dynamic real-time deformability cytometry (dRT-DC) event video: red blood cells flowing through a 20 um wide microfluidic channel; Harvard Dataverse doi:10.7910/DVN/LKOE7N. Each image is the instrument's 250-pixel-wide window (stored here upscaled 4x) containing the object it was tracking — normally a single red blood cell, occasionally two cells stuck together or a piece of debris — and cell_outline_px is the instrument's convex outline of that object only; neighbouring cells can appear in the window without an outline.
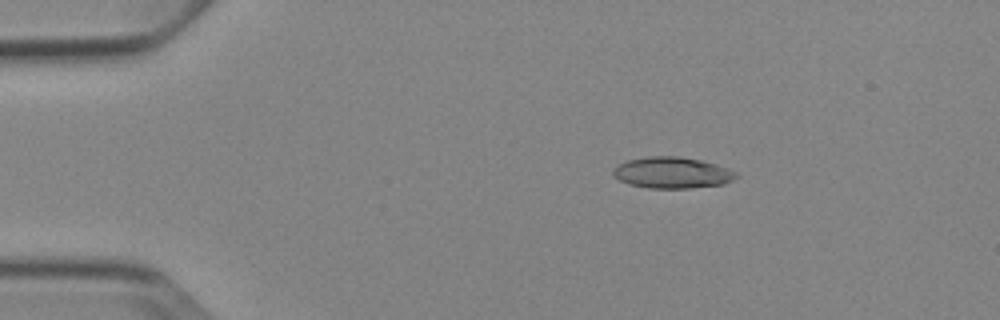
{"species": "Egyptian fruit bat (a non-hibernating species)", "species_latin": "Rousettus aegyptiacus", "temperature_condition": "cold", "stored_images_in_passage": 52, "camera_frame_rate_fps": 3000, "um_per_image_px": 0.085, "animal": {"sex": "female"}, "frame": {"image": 1, "passage_image": 9, "time_ms": 2.667, "image_size_px": [1000, 320], "cell_outline_px": [[740, 176], [724, 184], [688, 188], [648, 188], [628, 184], [612, 176], [612, 168], [628, 160], [648, 156], [680, 156], [700, 160], [716, 164], [728, 168], [736, 172]], "centroid_in_image_um": [57.13, 14.68], "position_along_channel_um": 27.9, "area_um2": 22.54}}
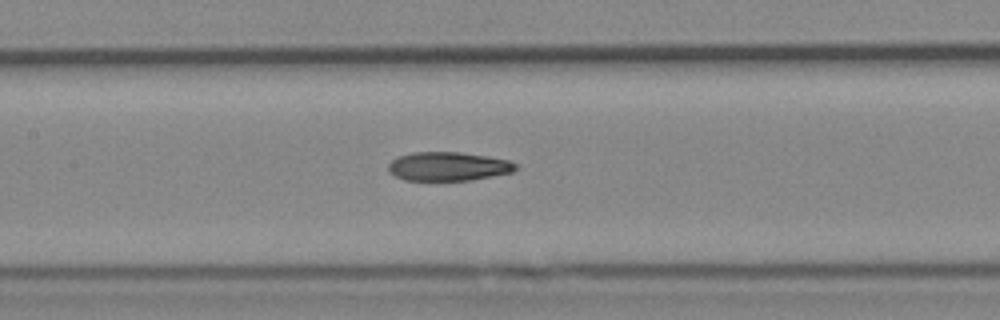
{"frame": {"image": 2, "passage_image": 25, "time_ms": 8.0, "image_size_px": [1000, 320], "cell_outline_px": [[520, 168], [512, 172], [472, 180], [404, 180], [388, 172], [388, 164], [396, 156], [412, 152], [460, 152], [488, 156], [508, 160], [516, 164]], "centroid_in_image_um": [38.09, 14.14], "position_along_channel_um": 169.3, "area_um2": 21.56}}
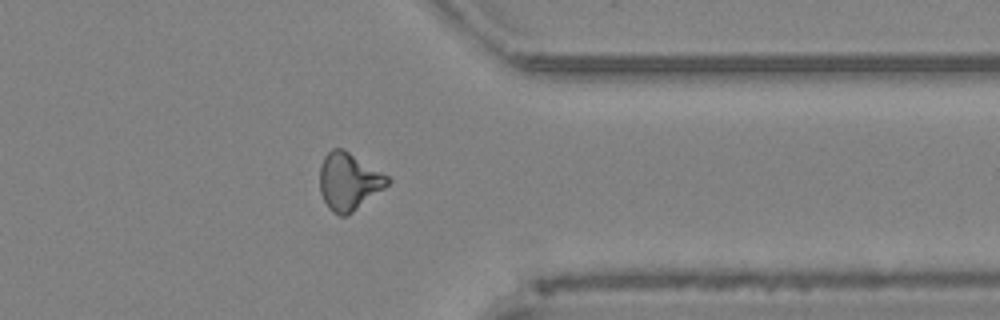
{"frame": {"image": 3, "passage_image": 42, "time_ms": 13.667, "image_size_px": [1000, 320], "cell_outline_px": [[392, 180], [384, 188], [348, 216], [340, 216], [332, 212], [328, 208], [320, 192], [320, 164], [324, 156], [332, 148], [340, 148], [348, 152], [388, 176]], "centroid_in_image_um": [29.62, 15.45], "position_along_channel_um": 381.8, "area_um2": 22.48}, "authors_computed_cell_mechanics": {"area_um2": 22.1952, "velocity_mm_per_s": 3.8683, "shape_relaxation_time_tau1_ms": null, "shape_relaxation_time_tau2_ms": 5.247, "deformation_change_tau1": null, "deformation_change_tau2": 0.1421}}